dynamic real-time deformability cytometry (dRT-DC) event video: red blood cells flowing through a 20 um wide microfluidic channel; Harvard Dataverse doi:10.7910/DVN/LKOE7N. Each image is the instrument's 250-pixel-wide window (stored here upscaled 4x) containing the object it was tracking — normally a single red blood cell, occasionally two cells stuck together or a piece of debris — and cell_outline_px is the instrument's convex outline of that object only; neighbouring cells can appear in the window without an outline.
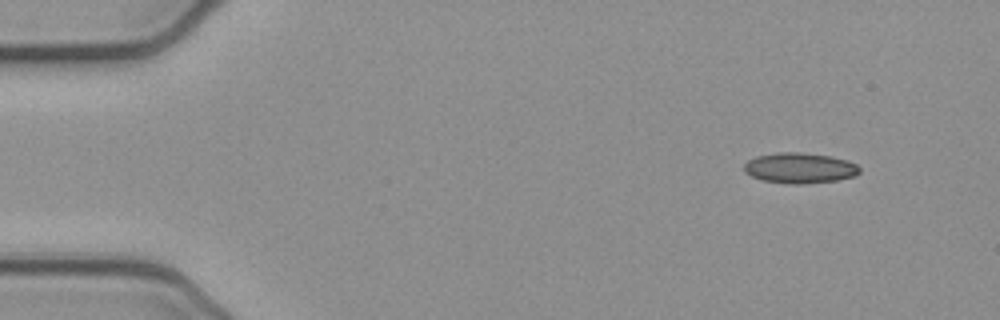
{"species": "common noctule bat (a hibernating species)", "species_latin": "Nyctalus noctula", "temperature_condition": "cold", "stored_images_in_passage": 48, "camera_frame_rate_fps": 3000, "um_per_image_px": 0.085, "animal": {"sex": "female", "body_mass_g": 21.9}, "frame": {"image": 1, "passage_image": 1, "time_ms": 0.0, "image_size_px": [1000, 320], "cell_outline_px": [[860, 172], [856, 176], [836, 180], [804, 184], [788, 184], [764, 180], [752, 176], [744, 172], [744, 164], [748, 160], [756, 156], [776, 152], [800, 152], [832, 156], [848, 160], [856, 164], [860, 168]], "centroid_in_image_um": [67.99, 14.27], "position_along_channel_um": 17.0, "area_um2": 20.69}}
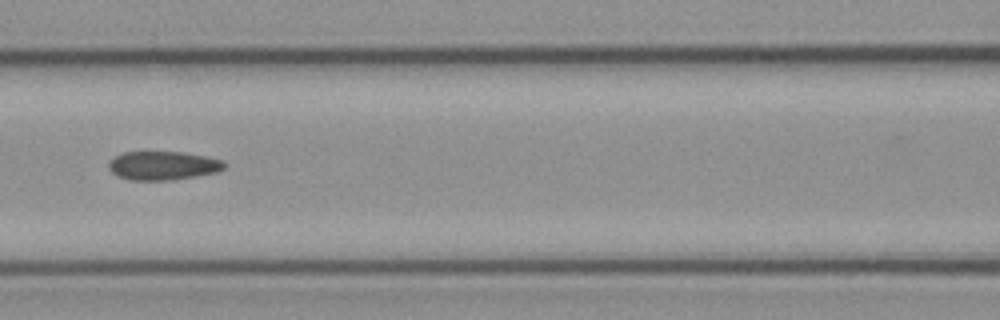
{"frame": {"image": 2, "passage_image": 19, "time_ms": 6.0, "image_size_px": [1000, 320], "cell_outline_px": [[228, 164], [224, 168], [216, 172], [196, 176], [172, 180], [128, 180], [116, 176], [108, 168], [108, 160], [124, 152], [184, 152], [208, 156], [224, 160]], "centroid_in_image_um": [13.86, 14.07], "position_along_channel_um": 152.7, "area_um2": 19.65}}
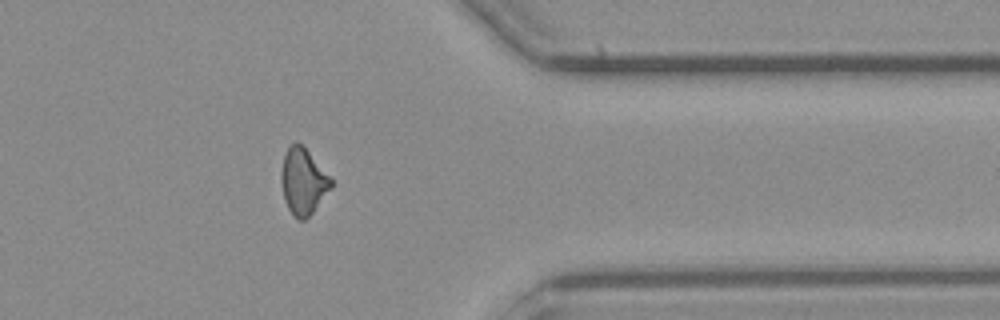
{"frame": {"image": 3, "passage_image": 38, "time_ms": 12.333, "image_size_px": [1000, 320], "cell_outline_px": [[332, 188], [312, 212], [304, 220], [300, 220], [288, 208], [284, 200], [280, 180], [280, 172], [284, 152], [288, 144], [296, 140], [308, 152], [332, 180]], "centroid_in_image_um": [25.72, 15.38], "position_along_channel_um": 385.7, "area_um2": 19.07}, "authors_computed_cell_mechanics": {"area_um2": 19.8254, "velocity_mm_per_s": 3.9157, "shape_relaxation_time_tau1_ms": null, "shape_relaxation_time_tau2_ms": 3.3978, "deformation_change_tau1": null, "deformation_change_tau2": 0.1118}}